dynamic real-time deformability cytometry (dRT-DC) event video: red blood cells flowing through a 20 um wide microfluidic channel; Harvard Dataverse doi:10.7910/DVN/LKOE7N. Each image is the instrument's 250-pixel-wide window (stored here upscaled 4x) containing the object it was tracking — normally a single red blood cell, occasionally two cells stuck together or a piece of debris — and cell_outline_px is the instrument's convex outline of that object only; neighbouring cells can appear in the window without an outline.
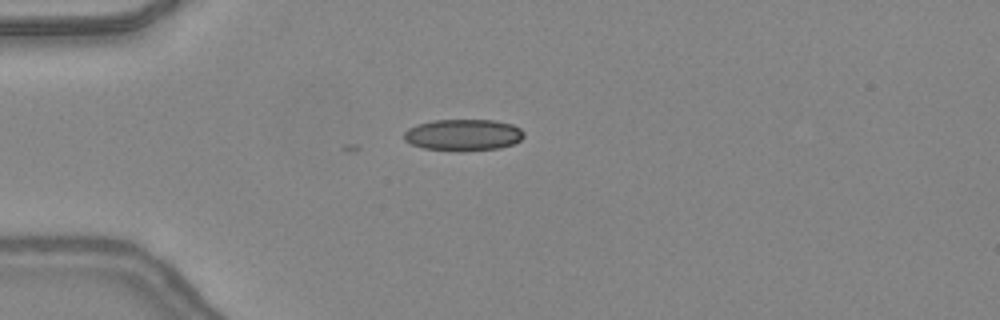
{"species": "common noctule bat (a hibernating species)", "species_latin": "Nyctalus noctula", "temperature_condition": "warm", "stored_images_in_passage": 10, "camera_frame_rate_fps": 3000, "um_per_image_px": 0.085, "animal": {"sex": "female", "body_mass_g": 24.6, "forearm_length_mm": 56.2}, "frame": {"image": 1, "passage_image": 1, "time_ms": 0.0, "image_size_px": [1000, 320], "cell_outline_px": [[524, 136], [520, 140], [512, 144], [500, 148], [460, 152], [424, 148], [412, 144], [404, 140], [404, 132], [408, 128], [416, 124], [432, 120], [496, 120], [512, 124], [520, 128], [524, 132]], "centroid_in_image_um": [39.37, 11.47], "position_along_channel_um": 45.6, "area_um2": 22.31}}
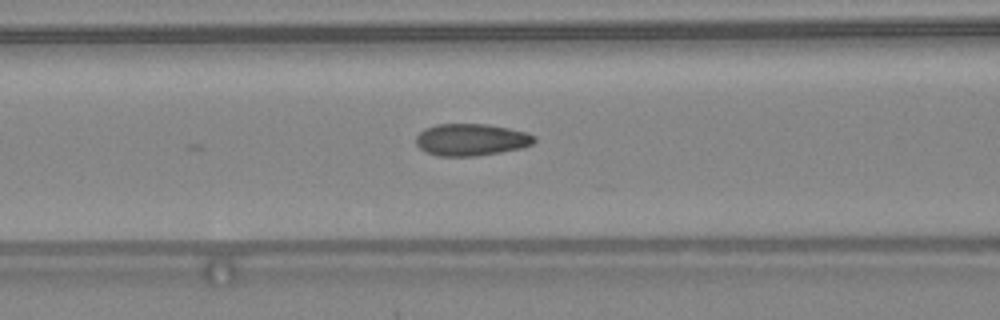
{"frame": {"image": 2, "passage_image": 8, "time_ms": 2.333, "image_size_px": [1000, 320], "cell_outline_px": [[536, 140], [532, 144], [520, 148], [500, 152], [476, 156], [436, 156], [424, 152], [416, 144], [416, 136], [424, 128], [436, 124], [488, 124], [508, 128], [524, 132], [536, 136]], "centroid_in_image_um": [40.01, 11.87], "position_along_channel_um": 126.6, "area_um2": 22.14}}